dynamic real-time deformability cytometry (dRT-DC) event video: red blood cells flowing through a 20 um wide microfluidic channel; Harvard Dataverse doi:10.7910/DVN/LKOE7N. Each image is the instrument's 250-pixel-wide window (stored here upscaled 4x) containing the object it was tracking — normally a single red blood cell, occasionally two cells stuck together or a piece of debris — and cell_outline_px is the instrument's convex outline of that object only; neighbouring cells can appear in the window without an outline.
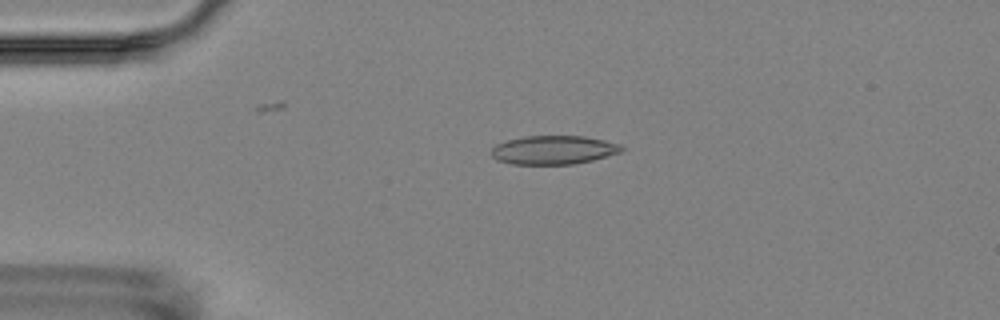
{"species": "Egyptian fruit bat (a non-hibernating species)", "species_latin": "Rousettus aegyptiacus", "temperature_condition": "room temperature", "stored_images_in_passage": 2, "camera_frame_rate_fps": 3000, "um_per_image_px": 0.085, "animal": {"sex": "female"}, "frame": {"image": 1, "passage_image": 1, "time_ms": 0.0, "image_size_px": [1000, 320], "cell_outline_px": [[624, 148], [620, 152], [592, 160], [572, 164], [512, 164], [496, 160], [492, 156], [492, 148], [496, 144], [504, 140], [524, 136], [584, 136], [604, 140], [620, 144]], "centroid_in_image_um": [47.01, 12.74], "position_along_channel_um": 38.0, "area_um2": 21.79}}